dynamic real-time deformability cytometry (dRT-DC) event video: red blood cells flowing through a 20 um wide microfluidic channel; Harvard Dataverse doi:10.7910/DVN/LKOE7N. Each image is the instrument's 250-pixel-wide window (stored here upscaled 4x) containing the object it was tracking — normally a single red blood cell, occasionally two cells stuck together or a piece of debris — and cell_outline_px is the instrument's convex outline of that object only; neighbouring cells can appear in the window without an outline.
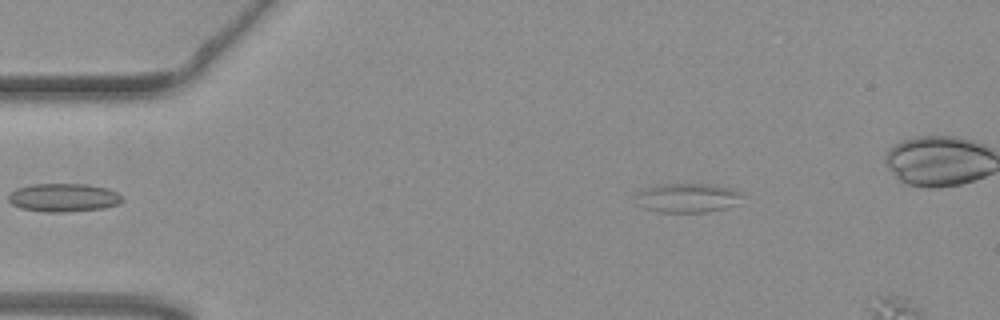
{"species": "common noctule bat (a hibernating species)", "species_latin": "Nyctalus noctula", "temperature_condition": "warm", "stored_images_in_passage": 45, "camera_frame_rate_fps": 3000, "um_per_image_px": 0.085, "animal": {"sex": "female", "body_mass_g": 19.3, "forearm_length_mm": 54.1}, "frame": {"image": 1, "passage_image": 3, "time_ms": 0.667, "image_size_px": [1000, 320], "cell_outline_px": [[744, 192], [732, 204], [724, 208], [708, 212], [656, 212], [644, 208], [636, 204], [636, 192], [644, 188], [656, 184], [712, 184], [732, 188]], "centroid_in_image_um": [58.35, 16.8], "position_along_channel_um": 26.7, "area_um2": 18.21}}
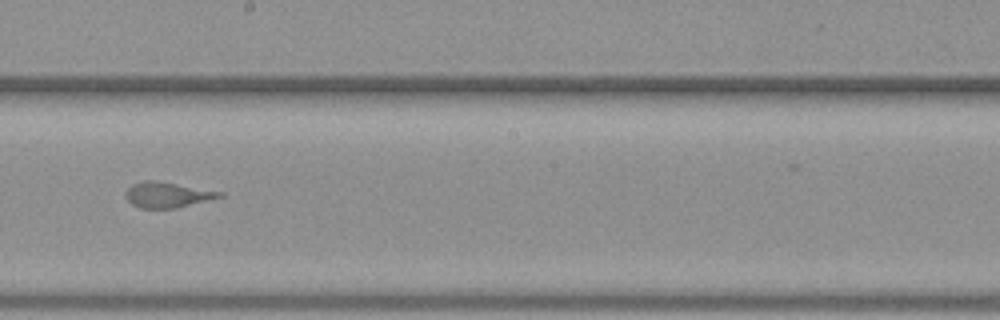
{"frame": {"image": 2, "passage_image": 25, "time_ms": 8.0, "image_size_px": [1000, 320], "cell_outline_px": [[224, 196], [176, 208], [140, 208], [132, 204], [128, 200], [124, 192], [132, 184], [140, 180], [156, 180], [224, 192]], "centroid_in_image_um": [14.21, 16.54], "position_along_channel_um": 234.0, "area_um2": 13.99}}
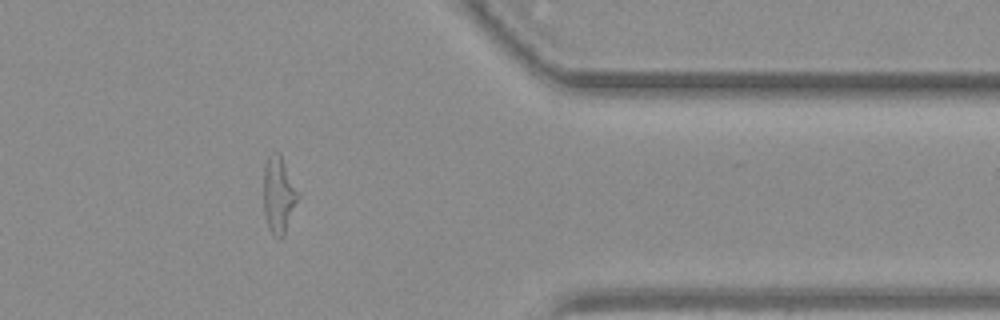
{"frame": {"image": 3, "passage_image": 39, "time_ms": 12.667, "image_size_px": [1000, 320], "cell_outline_px": [[300, 196], [284, 236], [280, 240], [268, 228], [264, 212], [264, 168], [268, 156], [276, 152], [280, 152], [300, 192]], "centroid_in_image_um": [23.72, 16.56], "position_along_channel_um": 387.7, "area_um2": 15.66}}